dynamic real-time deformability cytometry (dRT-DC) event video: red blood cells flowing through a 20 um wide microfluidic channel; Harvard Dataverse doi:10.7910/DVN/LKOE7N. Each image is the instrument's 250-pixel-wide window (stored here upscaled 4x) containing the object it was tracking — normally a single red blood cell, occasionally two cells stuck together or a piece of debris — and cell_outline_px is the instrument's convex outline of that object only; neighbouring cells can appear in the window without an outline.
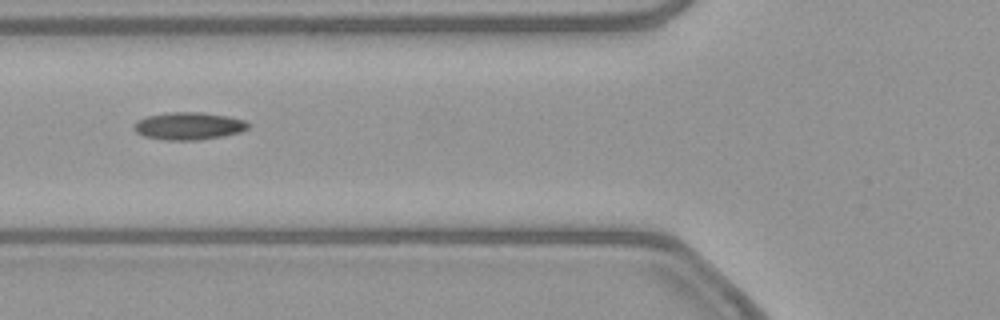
{"species": "common noctule bat (a hibernating species)", "species_latin": "Nyctalus noctula", "temperature_condition": "warm", "stored_images_in_passage": 27, "camera_frame_rate_fps": 3000, "um_per_image_px": 0.085, "animal": {"sex": "female", "body_mass_g": 21.9}, "frame": {"image": 1, "passage_image": 3, "time_ms": 0.667, "image_size_px": [1000, 320], "cell_outline_px": [[248, 128], [240, 132], [224, 136], [200, 140], [164, 140], [144, 136], [136, 132], [132, 128], [136, 120], [144, 116], [168, 112], [200, 112], [228, 116], [244, 120], [248, 124]], "centroid_in_image_um": [15.99, 10.71], "position_along_channel_um": 109.8, "area_um2": 18.5}}
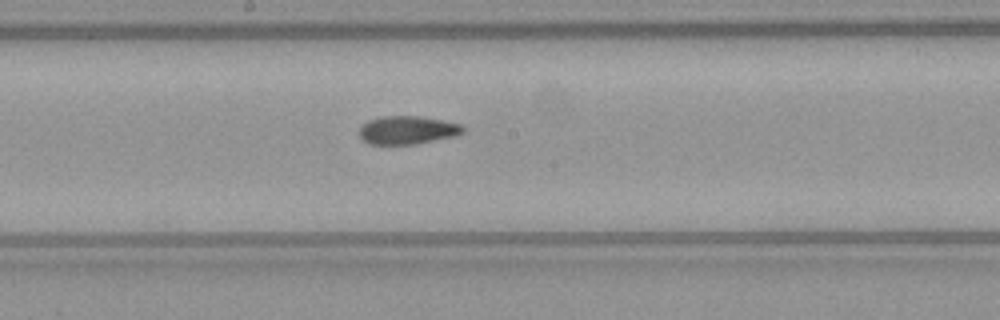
{"frame": {"image": 2, "passage_image": 11, "time_ms": 3.333, "image_size_px": [1000, 320], "cell_outline_px": [[464, 132], [452, 136], [416, 144], [368, 144], [360, 136], [360, 128], [368, 120], [380, 116], [420, 116], [460, 124], [464, 128]], "centroid_in_image_um": [34.6, 11.05], "position_along_channel_um": 213.6, "area_um2": 16.82}}
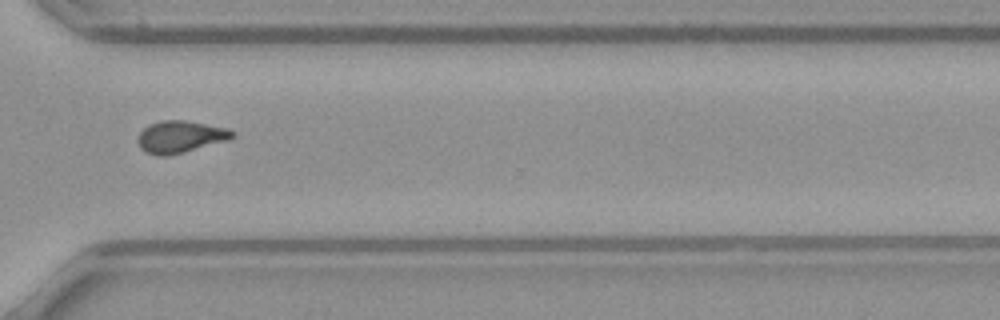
{"frame": {"image": 3, "passage_image": 22, "time_ms": 7.0, "image_size_px": [1000, 320], "cell_outline_px": [[236, 136], [228, 140], [168, 156], [156, 156], [144, 152], [140, 148], [136, 140], [140, 132], [148, 124], [160, 120], [184, 120], [228, 128], [236, 132]], "centroid_in_image_um": [15.3, 11.62], "position_along_channel_um": 355.3, "area_um2": 17.86}, "authors_computed_cell_mechanics": {"area_um2": 17.2244, "velocity_mm_per_s": 3.868, "shape_relaxation_time_tau1_ms": null, "shape_relaxation_time_tau2_ms": 2.3589, "deformation_change_tau1": null, "deformation_change_tau2": 0.0915}}